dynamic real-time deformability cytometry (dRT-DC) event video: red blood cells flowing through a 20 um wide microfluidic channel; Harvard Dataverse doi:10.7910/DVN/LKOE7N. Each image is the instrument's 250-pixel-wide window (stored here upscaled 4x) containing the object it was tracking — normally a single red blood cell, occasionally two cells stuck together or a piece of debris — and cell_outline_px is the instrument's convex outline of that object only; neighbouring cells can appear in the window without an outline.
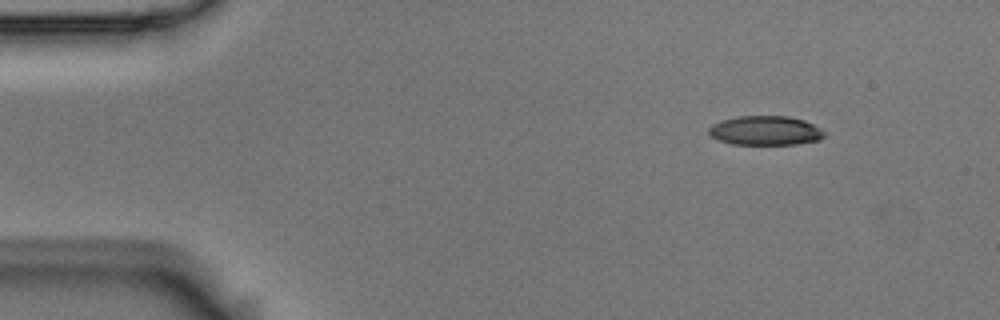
{"species": "Egyptian fruit bat (a non-hibernating species)", "species_latin": "Rousettus aegyptiacus", "temperature_condition": "room temperature", "stored_images_in_passage": 4, "segment_of_instrument_passage": [1, 2], "camera_frame_rate_fps": 3000, "um_per_image_px": 0.085, "animal": {"sex": "male"}, "frame": {"image": 1, "passage_image": 1, "time_ms": 0.0, "image_size_px": [1000, 320], "cell_outline_px": [[824, 136], [820, 140], [796, 144], [732, 144], [716, 140], [708, 132], [708, 128], [712, 124], [720, 120], [740, 116], [788, 116], [804, 120], [820, 128], [824, 132]], "centroid_in_image_um": [65.03, 11.1], "position_along_channel_um": 20.0, "area_um2": 19.77}}